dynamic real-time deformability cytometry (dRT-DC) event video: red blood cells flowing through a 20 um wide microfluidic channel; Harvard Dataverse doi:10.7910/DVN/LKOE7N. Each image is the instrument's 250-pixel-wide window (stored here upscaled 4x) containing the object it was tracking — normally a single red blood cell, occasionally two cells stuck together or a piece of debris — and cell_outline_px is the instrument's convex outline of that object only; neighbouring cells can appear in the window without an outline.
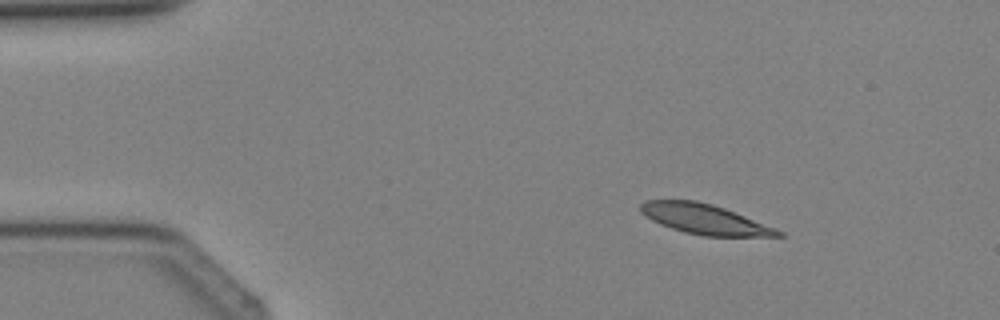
{"species": "Egyptian fruit bat (a non-hibernating species)", "species_latin": "Rousettus aegyptiacus", "temperature_condition": "cold", "stored_images_in_passage": 3, "camera_frame_rate_fps": 3000, "um_per_image_px": 0.085, "animal": {"sex": "female"}, "frame": {"image": 1, "passage_image": 2, "time_ms": 1.333, "image_size_px": [1000, 320], "cell_outline_px": [[784, 236], [704, 236], [684, 232], [660, 224], [644, 216], [640, 212], [640, 204], [644, 200], [696, 200], [712, 204], [724, 208], [776, 228], [784, 232]], "centroid_in_image_um": [59.87, 18.62], "position_along_channel_um": 25.1, "area_um2": 23.99}}